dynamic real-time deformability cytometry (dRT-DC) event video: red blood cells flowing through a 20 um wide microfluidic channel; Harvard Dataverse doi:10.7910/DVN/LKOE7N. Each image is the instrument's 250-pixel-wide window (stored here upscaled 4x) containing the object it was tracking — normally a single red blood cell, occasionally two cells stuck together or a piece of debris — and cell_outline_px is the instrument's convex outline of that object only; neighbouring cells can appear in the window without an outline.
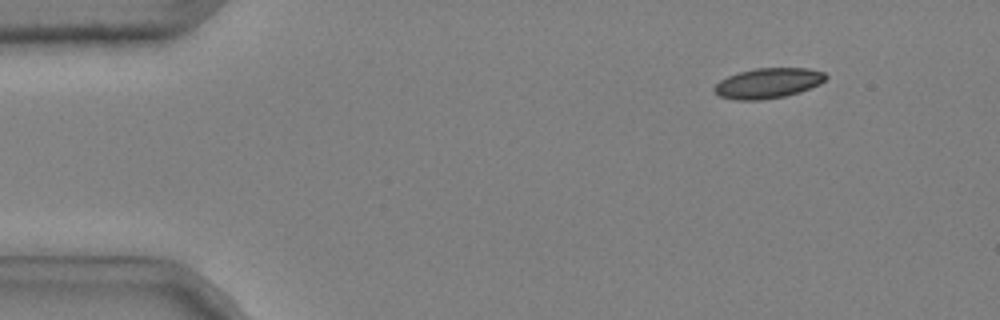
{"species": "common noctule bat (a hibernating species)", "species_latin": "Nyctalus noctula", "temperature_condition": "cold", "stored_images_in_passage": 5, "segment_of_instrument_passage": [1, 2], "camera_frame_rate_fps": 3000, "um_per_image_px": 0.085, "animal": {"sex": "male", "body_mass_g": 20.4}, "frame": {"image": 1, "passage_image": 2, "time_ms": 0.333, "image_size_px": [1000, 320], "cell_outline_px": [[828, 76], [820, 84], [800, 92], [784, 96], [760, 100], [736, 100], [720, 96], [712, 88], [720, 80], [728, 76], [740, 72], [756, 68], [808, 68], [824, 72]], "centroid_in_image_um": [65.3, 7.06], "position_along_channel_um": 19.7, "area_um2": 19.54}}